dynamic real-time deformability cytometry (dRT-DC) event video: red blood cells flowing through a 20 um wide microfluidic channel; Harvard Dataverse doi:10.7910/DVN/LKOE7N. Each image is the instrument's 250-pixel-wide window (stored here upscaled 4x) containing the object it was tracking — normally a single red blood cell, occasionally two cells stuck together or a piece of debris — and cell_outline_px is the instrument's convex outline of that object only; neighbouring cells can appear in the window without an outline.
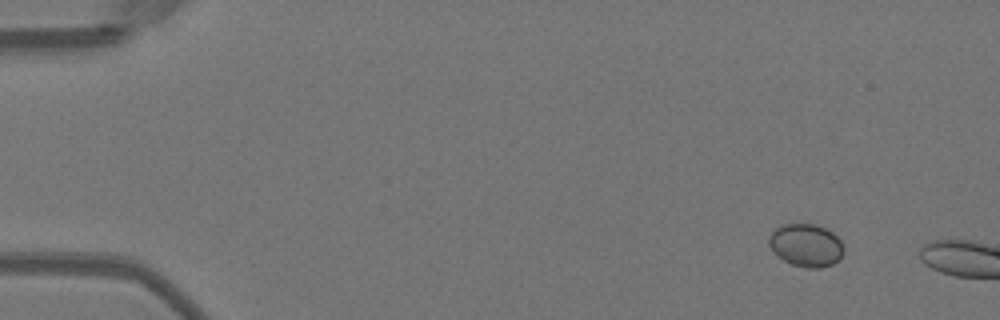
{"species": "Egyptian fruit bat (a non-hibernating species)", "species_latin": "Rousettus aegyptiacus", "temperature_condition": "warm", "stored_images_in_passage": 7, "camera_frame_rate_fps": 3000, "um_per_image_px": 0.085, "animal": {"sex": "female"}, "frame": {"image": 1, "passage_image": 1, "time_ms": 0.0, "image_size_px": [1000, 320], "cell_outline_px": [[844, 252], [832, 264], [820, 268], [808, 268], [792, 264], [784, 260], [768, 244], [768, 236], [776, 228], [784, 224], [816, 224], [832, 232], [844, 244]], "centroid_in_image_um": [68.53, 20.83], "position_along_channel_um": 16.5, "area_um2": 18.44}}